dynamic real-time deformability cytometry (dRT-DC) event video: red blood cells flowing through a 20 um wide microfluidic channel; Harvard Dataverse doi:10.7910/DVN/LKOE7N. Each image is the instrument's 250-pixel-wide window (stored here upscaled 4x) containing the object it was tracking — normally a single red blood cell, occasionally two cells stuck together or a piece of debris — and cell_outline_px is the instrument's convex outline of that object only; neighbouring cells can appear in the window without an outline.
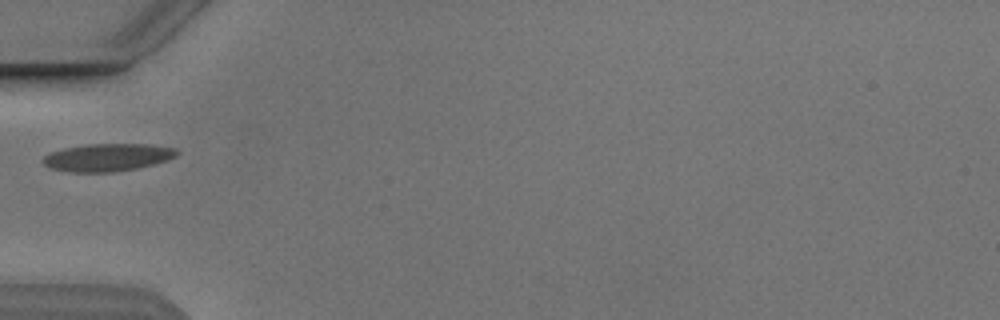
{"species": "Egyptian fruit bat (a non-hibernating species)", "species_latin": "Rousettus aegyptiacus", "temperature_condition": "cold", "stored_images_in_passage": 1, "camera_frame_rate_fps": 3000, "um_per_image_px": 0.085, "animal": {"sex": "male"}, "frame": {"image": 1, "passage_image": 1, "time_ms": 0.0, "image_size_px": [1000, 320], "cell_outline_px": [[180, 152], [176, 156], [168, 160], [136, 168], [112, 172], [68, 172], [52, 168], [44, 164], [40, 160], [44, 156], [52, 152], [64, 148], [84, 144], [152, 144], [176, 148]], "centroid_in_image_um": [9.15, 13.37], "position_along_channel_um": 75.8, "area_um2": 21.62}}